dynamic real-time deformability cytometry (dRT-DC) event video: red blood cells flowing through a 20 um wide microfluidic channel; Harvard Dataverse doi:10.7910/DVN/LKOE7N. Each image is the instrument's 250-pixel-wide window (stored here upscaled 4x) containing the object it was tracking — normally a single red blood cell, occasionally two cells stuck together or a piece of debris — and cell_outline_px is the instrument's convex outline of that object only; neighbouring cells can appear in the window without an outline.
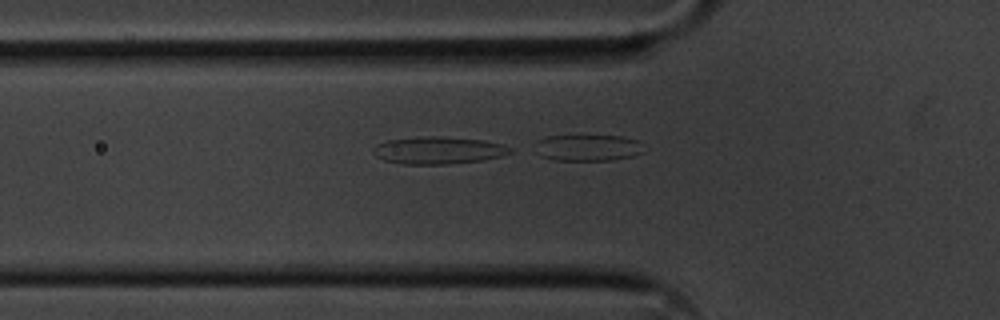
{"species": "common noctule bat (a hibernating species)", "species_latin": "Nyctalus noctula", "temperature_condition": "cold", "stored_images_in_passage": 23, "camera_frame_rate_fps": 3000, "um_per_image_px": 0.085, "animal": {"sex": "male", "body_mass_g": 20.1, "forearm_length_mm": 53.5}, "frame": {"image": 1, "passage_image": 18, "time_ms": 5.667, "image_size_px": [1000, 320], "cell_outline_px": [[644, 152], [632, 156], [612, 160], [552, 160], [540, 156], [536, 152], [536, 140], [548, 136], [620, 136], [640, 140]], "centroid_in_image_um": [49.96, 12.56], "position_along_channel_um": 75.8, "area_um2": 16.82}}